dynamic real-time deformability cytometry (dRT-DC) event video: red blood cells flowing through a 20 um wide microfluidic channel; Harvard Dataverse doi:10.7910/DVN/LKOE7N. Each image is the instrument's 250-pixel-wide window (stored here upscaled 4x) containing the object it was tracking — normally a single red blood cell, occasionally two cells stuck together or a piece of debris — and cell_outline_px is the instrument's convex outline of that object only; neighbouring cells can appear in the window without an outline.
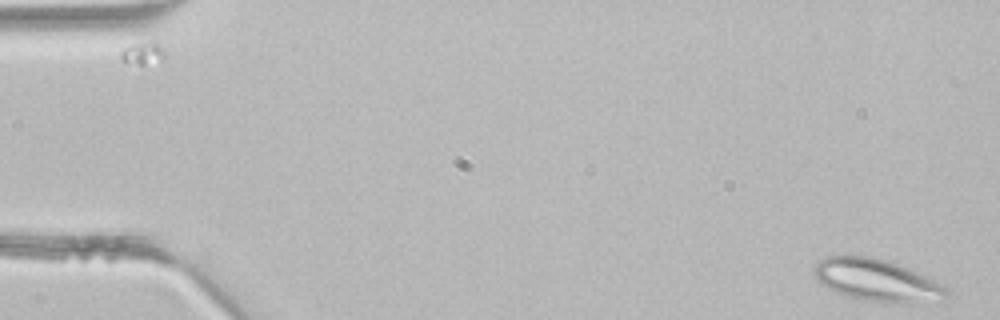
{"species": "common noctule bat (a hibernating species)", "species_latin": "Nyctalus noctula", "temperature_condition": "room temperature", "stored_images_in_passage": 44, "segment_of_instrument_passage": [1, 2], "camera_frame_rate_fps": 3000, "um_per_image_px": 0.085, "animal": {"sex": "male", "body_mass_g": 21.5, "forearm_length_mm": 52.0}, "frame": {"image": 1, "passage_image": 1, "time_ms": 0.0, "image_size_px": [1000, 320], "cell_outline_px": [[952, 292], [940, 304], [900, 304], [864, 300], [848, 296], [836, 292], [820, 284], [816, 280], [812, 268], [820, 260], [828, 256], [868, 256], [900, 264], [944, 284], [952, 288]], "centroid_in_image_um": [74.69, 23.87], "position_along_channel_um": 10.3, "area_um2": 33.64}}
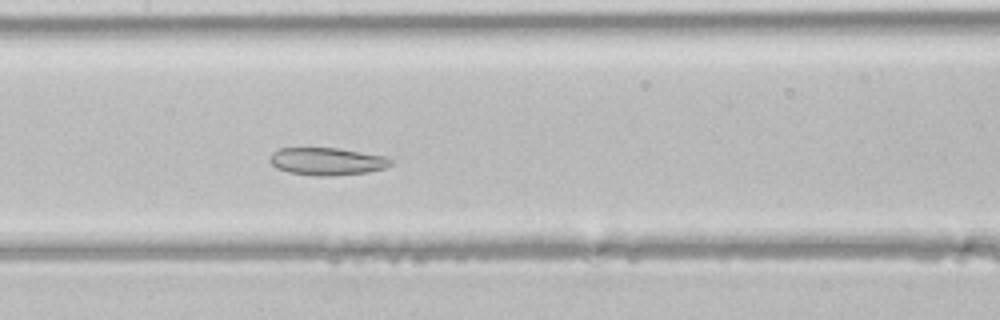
{"frame": {"image": 2, "passage_image": 21, "time_ms": 6.667, "image_size_px": [1000, 320], "cell_outline_px": [[396, 160], [392, 164], [384, 168], [368, 172], [328, 176], [312, 176], [288, 172], [276, 168], [268, 160], [268, 156], [272, 152], [280, 148], [336, 148], [388, 156]], "centroid_in_image_um": [27.8, 13.71], "position_along_channel_um": 179.6, "area_um2": 19.71}}
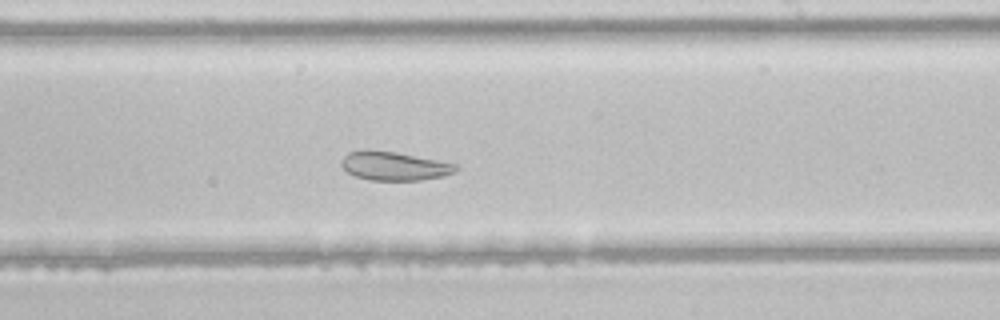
{"frame": {"image": 3, "passage_image": 26, "time_ms": 8.333, "image_size_px": [1000, 320], "cell_outline_px": [[460, 168], [456, 172], [444, 176], [420, 180], [368, 180], [356, 176], [348, 172], [340, 164], [340, 160], [348, 152], [364, 148], [368, 148], [396, 152], [456, 164]], "centroid_in_image_um": [33.48, 14.09], "position_along_channel_um": 255.5, "area_um2": 19.42}}